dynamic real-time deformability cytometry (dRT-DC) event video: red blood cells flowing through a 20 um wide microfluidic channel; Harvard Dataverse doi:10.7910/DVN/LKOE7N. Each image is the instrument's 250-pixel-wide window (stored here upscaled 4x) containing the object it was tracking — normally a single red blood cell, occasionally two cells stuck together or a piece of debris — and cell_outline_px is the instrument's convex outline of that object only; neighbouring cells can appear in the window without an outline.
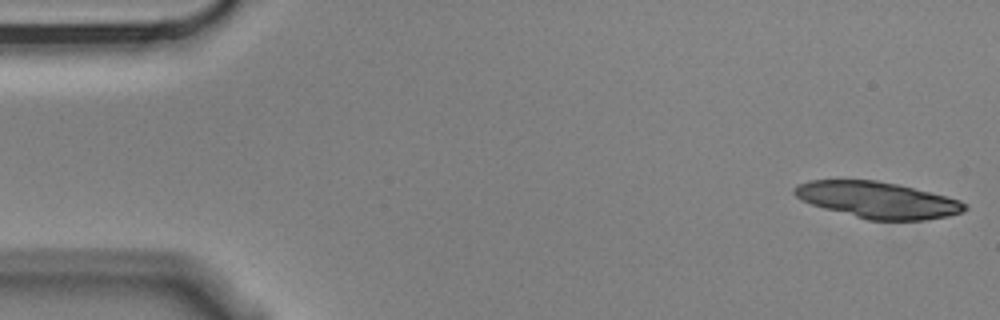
{"species": "Egyptian fruit bat (a non-hibernating species)", "species_latin": "Rousettus aegyptiacus", "temperature_condition": "cold", "stored_images_in_passage": 5, "camera_frame_rate_fps": 3000, "um_per_image_px": 0.085, "animal": {"sex": "male"}, "frame": {"image": 1, "passage_image": 1, "time_ms": 0.0, "image_size_px": [1000, 320], "cell_outline_px": [[968, 208], [960, 212], [948, 216], [924, 220], [868, 220], [824, 208], [800, 200], [792, 192], [792, 188], [796, 184], [808, 180], [876, 180], [896, 184], [960, 200], [968, 204]], "centroid_in_image_um": [74.54, 16.99], "position_along_channel_um": 10.5, "area_um2": 35.89}}